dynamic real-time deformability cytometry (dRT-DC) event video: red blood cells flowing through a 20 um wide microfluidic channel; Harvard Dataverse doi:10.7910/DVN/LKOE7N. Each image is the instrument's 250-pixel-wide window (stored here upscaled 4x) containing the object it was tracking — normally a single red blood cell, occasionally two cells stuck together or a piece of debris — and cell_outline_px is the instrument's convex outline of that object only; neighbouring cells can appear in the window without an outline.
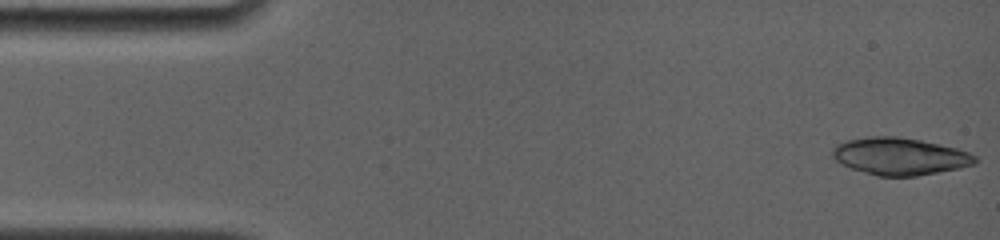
{"species": "common noctule bat (a hibernating species)", "species_latin": "Nyctalus noctula", "temperature_condition": "room temperature", "stored_images_in_passage": 7, "camera_frame_rate_fps": 4000, "um_per_image_px": 0.085, "animal": {"sex": "female", "body_mass_g": 19.0, "forearm_length_mm": 56.7}, "frame": {"image": 1, "passage_image": 1, "time_ms": 0.0, "image_size_px": [1000, 240], "cell_outline_px": [[976, 164], [960, 168], [916, 176], [876, 176], [852, 168], [836, 160], [832, 156], [832, 148], [836, 144], [848, 140], [872, 136], [896, 136], [920, 140], [956, 148], [968, 152], [976, 156]], "centroid_in_image_um": [76.49, 13.29], "position_along_channel_um": 8.5, "area_um2": 30.75}}